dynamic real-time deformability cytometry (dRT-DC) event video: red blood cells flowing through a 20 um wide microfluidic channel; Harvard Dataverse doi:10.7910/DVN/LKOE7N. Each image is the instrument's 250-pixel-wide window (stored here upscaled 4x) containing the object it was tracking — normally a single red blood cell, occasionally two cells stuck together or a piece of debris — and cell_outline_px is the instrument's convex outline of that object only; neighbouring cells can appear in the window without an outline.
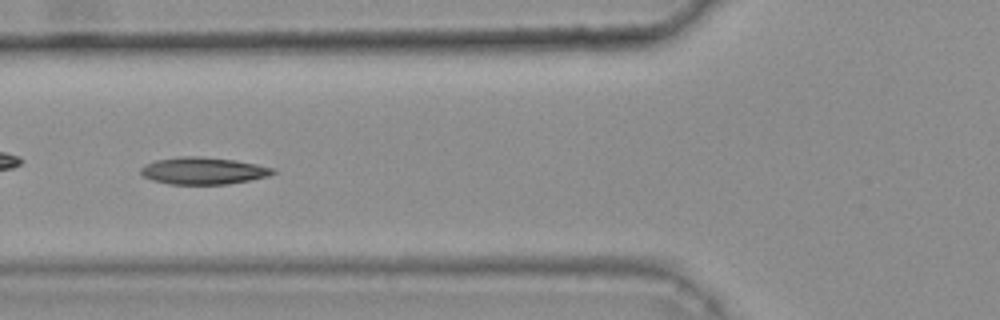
{"species": "common noctule bat (a hibernating species)", "species_latin": "Nyctalus noctula", "temperature_condition": "warm", "stored_images_in_passage": 44, "camera_frame_rate_fps": 3000, "um_per_image_px": 0.085, "animal": {"sex": "female", "body_mass_g": 25.1}, "frame": {"image": 1, "passage_image": 19, "time_ms": 6.0, "image_size_px": [1000, 320], "cell_outline_px": [[276, 172], [268, 176], [228, 184], [168, 184], [152, 180], [144, 176], [140, 172], [140, 168], [144, 164], [156, 160], [180, 156], [200, 156], [236, 160], [276, 168]], "centroid_in_image_um": [17.27, 14.51], "position_along_channel_um": 108.5, "area_um2": 20.92}, "authors_computed_cell_mechanics": {"area_um2": 20.808, "velocity_mm_per_s": 3.7763, "shape_relaxation_time_tau1_ms": null, "shape_relaxation_time_tau2_ms": 3.8433, "deformation_change_tau1": null, "deformation_change_tau2": 0.1026}}